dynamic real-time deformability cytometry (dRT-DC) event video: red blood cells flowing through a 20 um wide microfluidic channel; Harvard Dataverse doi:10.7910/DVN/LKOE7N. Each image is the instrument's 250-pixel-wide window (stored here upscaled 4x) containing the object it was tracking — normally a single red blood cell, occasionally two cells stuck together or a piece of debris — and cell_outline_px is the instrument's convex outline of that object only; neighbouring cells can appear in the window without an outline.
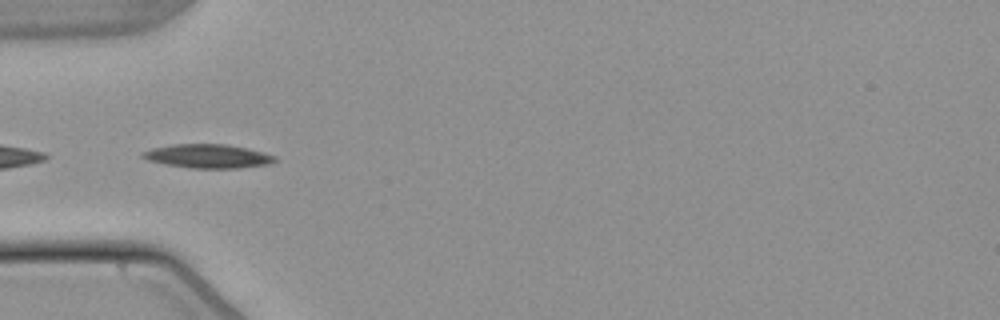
{"species": "common noctule bat (a hibernating species)", "species_latin": "Nyctalus noctula", "temperature_condition": "warm", "stored_images_in_passage": 11, "camera_frame_rate_fps": 3000, "um_per_image_px": 0.085, "animal": {"sex": "male", "body_mass_g": 21.5, "forearm_length_mm": 52.0}, "frame": {"image": 1, "passage_image": 8, "time_ms": 2.333, "image_size_px": [1000, 320], "cell_outline_px": [[276, 160], [268, 164], [236, 168], [192, 168], [168, 164], [148, 160], [140, 156], [144, 152], [152, 148], [172, 144], [224, 144], [244, 148], [276, 156]], "centroid_in_image_um": [17.64, 13.27], "position_along_channel_um": 67.4, "area_um2": 17.92}}